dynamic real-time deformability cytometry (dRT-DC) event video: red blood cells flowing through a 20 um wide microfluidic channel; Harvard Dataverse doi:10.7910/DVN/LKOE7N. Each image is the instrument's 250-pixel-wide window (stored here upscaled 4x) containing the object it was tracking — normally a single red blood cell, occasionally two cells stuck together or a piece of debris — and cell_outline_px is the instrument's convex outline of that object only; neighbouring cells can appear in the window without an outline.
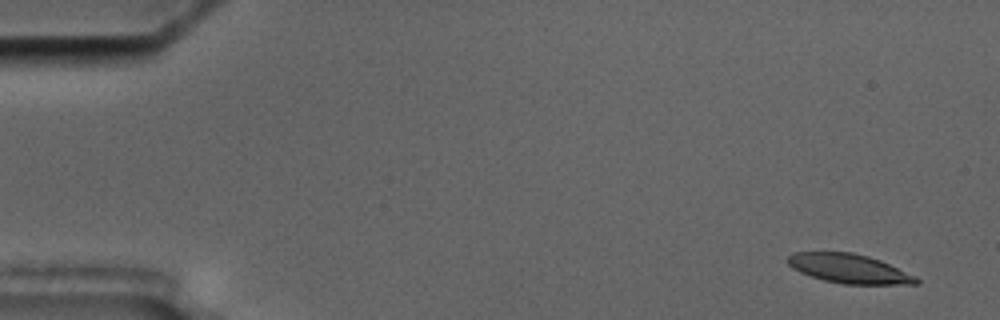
{"species": "common noctule bat (a hibernating species)", "species_latin": "Nyctalus noctula", "temperature_condition": "cold", "stored_images_in_passage": 6, "camera_frame_rate_fps": 3000, "um_per_image_px": 0.085, "animal": {"sex": "male", "body_mass_g": 17.5, "forearm_length_mm": 52.3}, "frame": {"image": 1, "passage_image": 2, "time_ms": 1.0, "image_size_px": [1000, 320], "cell_outline_px": [[920, 284], [844, 284], [824, 280], [800, 272], [792, 268], [788, 264], [788, 256], [792, 252], [852, 252], [868, 256], [880, 260], [916, 276], [920, 280]], "centroid_in_image_um": [72.18, 22.83], "position_along_channel_um": 12.8, "area_um2": 21.79}}